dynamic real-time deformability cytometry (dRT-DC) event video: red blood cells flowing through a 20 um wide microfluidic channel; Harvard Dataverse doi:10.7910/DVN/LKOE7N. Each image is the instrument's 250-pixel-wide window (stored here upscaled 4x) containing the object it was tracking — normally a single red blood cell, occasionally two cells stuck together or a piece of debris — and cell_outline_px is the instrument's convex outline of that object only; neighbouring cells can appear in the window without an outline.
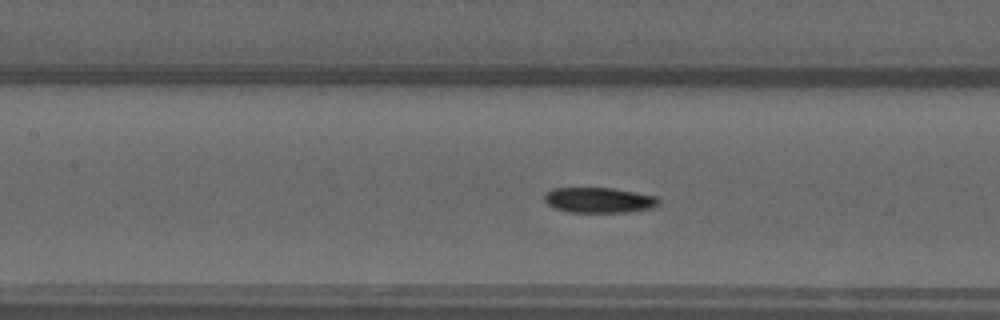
{"species": "common noctule bat (a hibernating species)", "species_latin": "Nyctalus noctula", "temperature_condition": "warm", "stored_images_in_passage": 49, "camera_frame_rate_fps": 3000, "um_per_image_px": 0.085, "animal": {"sex": "male", "forearm_length_mm": 52.5}, "frame": {"image": 1, "passage_image": 21, "time_ms": 6.667, "image_size_px": [1000, 320], "cell_outline_px": [[660, 204], [652, 208], [628, 212], [568, 212], [556, 208], [548, 204], [544, 200], [544, 192], [552, 188], [612, 188], [636, 192], [656, 196], [660, 200]], "centroid_in_image_um": [50.92, 17.0], "position_along_channel_um": 156.5, "area_um2": 16.99}}
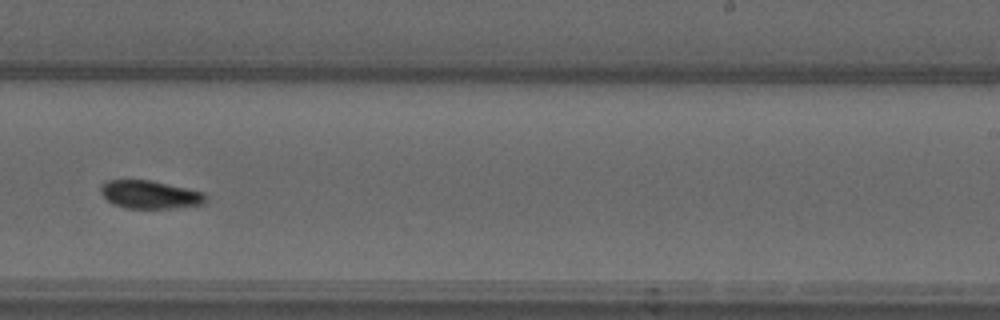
{"frame": {"image": 2, "passage_image": 30, "time_ms": 9.667, "image_size_px": [1000, 320], "cell_outline_px": [[208, 200], [204, 204], [172, 208], [124, 208], [112, 204], [100, 192], [100, 184], [108, 180], [152, 180], [204, 192], [208, 196]], "centroid_in_image_um": [12.76, 16.54], "position_along_channel_um": 276.2, "area_um2": 17.4}}
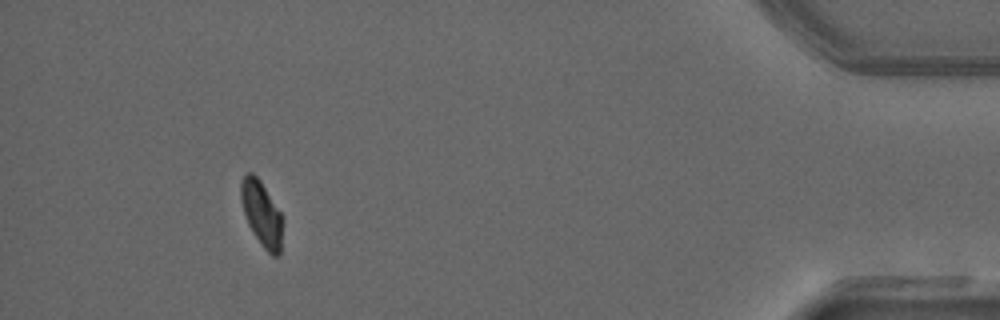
{"frame": {"image": 3, "passage_image": 45, "time_ms": 14.667, "image_size_px": [1000, 320], "cell_outline_px": [[284, 220], [280, 256], [272, 256], [260, 244], [252, 232], [248, 224], [240, 200], [240, 184], [244, 172], [252, 172], [260, 180], [284, 216]], "centroid_in_image_um": [22.26, 18.17], "position_along_channel_um": 412.9, "area_um2": 16.36}, "authors_computed_cell_mechanics": {"area_um2": 16.8198, "velocity_mm_per_s": 4.0103, "shape_relaxation_time_tau1_ms": 6.4988, "shape_relaxation_time_tau2_ms": null, "deformation_change_tau1": 0.1633, "deformation_change_tau2": null}}